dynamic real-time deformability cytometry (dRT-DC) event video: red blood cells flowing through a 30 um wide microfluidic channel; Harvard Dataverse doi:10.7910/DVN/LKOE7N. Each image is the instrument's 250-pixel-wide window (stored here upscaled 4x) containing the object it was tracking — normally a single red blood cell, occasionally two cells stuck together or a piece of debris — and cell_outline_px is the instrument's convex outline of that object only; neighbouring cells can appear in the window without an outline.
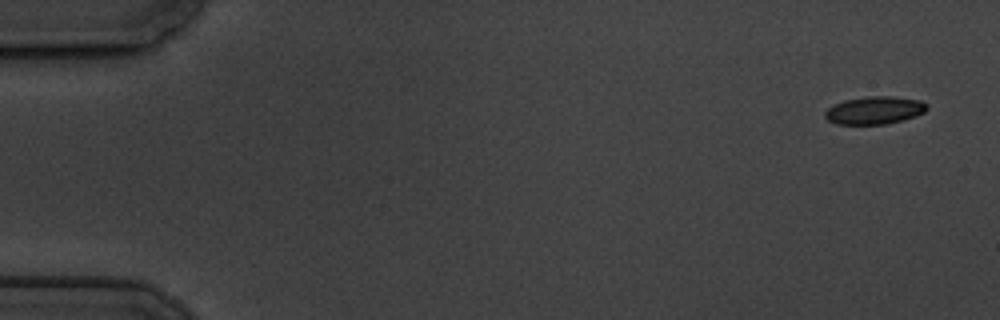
{"species": "common noctule bat (a hibernating species)", "species_latin": "Nyctalus noctula", "temperature_condition": "cold", "stored_images_in_passage": 5, "camera_frame_rate_fps": 3000, "um_per_image_px": 0.085, "animal": {"sex": "male", "body_mass_g": 19.5, "forearm_length_mm": 54.6}, "frame": {"image": 1, "passage_image": 1, "time_ms": 0.0, "image_size_px": [1000, 320], "cell_outline_px": [[928, 108], [924, 112], [916, 116], [904, 120], [884, 124], [836, 124], [828, 120], [824, 116], [824, 112], [832, 104], [844, 100], [868, 96], [892, 96], [920, 100], [928, 104]], "centroid_in_image_um": [74.33, 9.37], "position_along_channel_um": 10.7, "area_um2": 16.65}}